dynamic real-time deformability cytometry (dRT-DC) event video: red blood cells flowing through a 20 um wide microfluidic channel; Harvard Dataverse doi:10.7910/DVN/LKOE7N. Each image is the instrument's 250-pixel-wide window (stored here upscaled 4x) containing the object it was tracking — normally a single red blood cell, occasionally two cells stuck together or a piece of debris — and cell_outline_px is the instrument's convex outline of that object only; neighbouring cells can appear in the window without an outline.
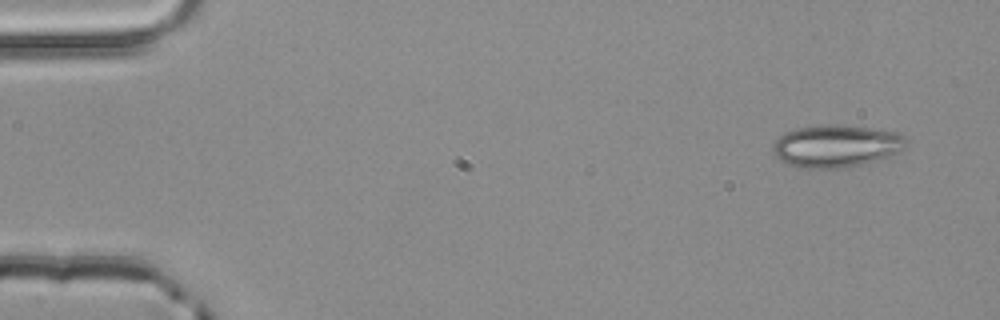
{"species": "common noctule bat (a hibernating species)", "species_latin": "Nyctalus noctula", "temperature_condition": "room temperature", "stored_images_in_passage": 3, "camera_frame_rate_fps": 3000, "um_per_image_px": 0.085, "animal": {"sex": "male", "body_mass_g": 20.4}, "frame": {"image": 1, "passage_image": 1, "time_ms": 0.0, "image_size_px": [1000, 320], "cell_outline_px": [[908, 140], [904, 148], [900, 152], [892, 156], [844, 168], [800, 168], [788, 164], [780, 160], [772, 152], [772, 144], [784, 132], [796, 128], [824, 124], [836, 124], [868, 128], [896, 132], [904, 136]], "centroid_in_image_um": [71.06, 12.41], "position_along_channel_um": 13.9, "area_um2": 33.12}}